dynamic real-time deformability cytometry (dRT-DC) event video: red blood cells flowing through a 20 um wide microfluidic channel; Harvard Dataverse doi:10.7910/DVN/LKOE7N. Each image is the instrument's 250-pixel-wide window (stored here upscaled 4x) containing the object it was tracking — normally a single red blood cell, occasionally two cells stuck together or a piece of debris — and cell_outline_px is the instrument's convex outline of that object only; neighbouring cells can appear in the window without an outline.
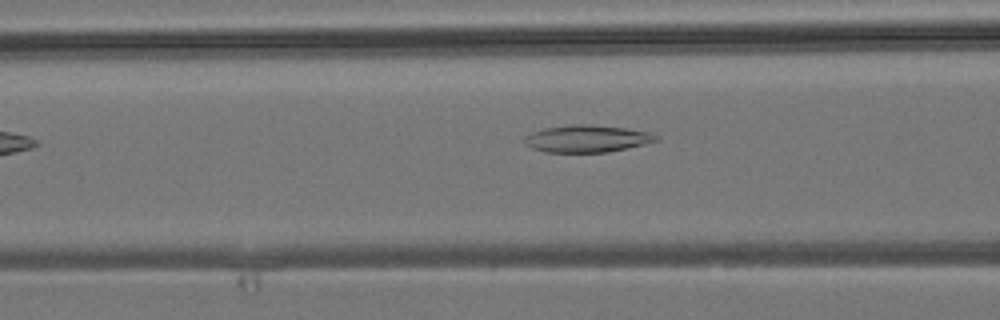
{"species": "common noctule bat (a hibernating species)", "species_latin": "Nyctalus noctula", "temperature_condition": "room temperature", "stored_images_in_passage": 7, "camera_frame_rate_fps": 3000, "um_per_image_px": 0.085, "animal": {"sex": "male", "body_mass_g": 19.2, "forearm_length_mm": 51.8}, "frame": {"image": 1, "passage_image": 7, "time_ms": 7.0, "image_size_px": [1000, 320], "cell_outline_px": [[660, 140], [628, 148], [608, 152], [544, 152], [532, 148], [524, 144], [524, 136], [532, 132], [544, 128], [572, 124], [584, 124], [628, 128], [648, 132], [660, 136]], "centroid_in_image_um": [49.9, 11.79], "position_along_channel_um": 116.7, "area_um2": 20.98}}